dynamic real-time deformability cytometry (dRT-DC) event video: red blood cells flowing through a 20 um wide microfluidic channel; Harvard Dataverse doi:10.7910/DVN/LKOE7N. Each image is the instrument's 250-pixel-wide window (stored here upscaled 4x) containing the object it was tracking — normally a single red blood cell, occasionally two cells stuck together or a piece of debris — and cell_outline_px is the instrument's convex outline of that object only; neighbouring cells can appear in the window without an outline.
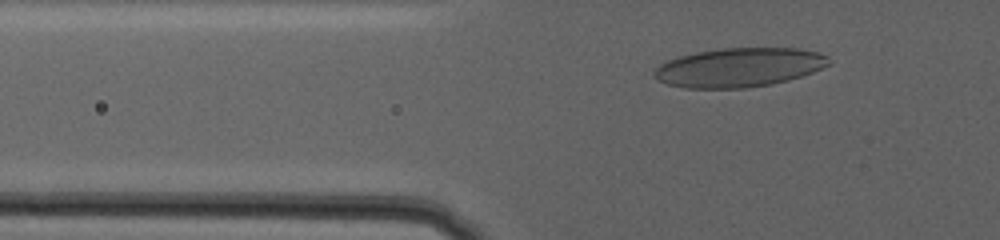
{"species": "human", "species_latin": "Homo sapiens", "temperature_condition": "warm", "stored_images_in_passage": 54, "camera_frame_rate_fps": 3000, "um_per_image_px": 0.085, "donor": {"sex": "female"}, "frame": {"image": 1, "passage_image": 16, "time_ms": 5.0, "image_size_px": [1000, 240], "cell_outline_px": [[832, 64], [812, 72], [788, 80], [772, 84], [748, 88], [684, 88], [668, 84], [652, 76], [652, 72], [660, 64], [676, 56], [696, 52], [720, 48], [800, 48], [816, 52], [828, 56]], "centroid_in_image_um": [62.81, 5.73], "position_along_channel_um": 63.0, "area_um2": 40.0}}
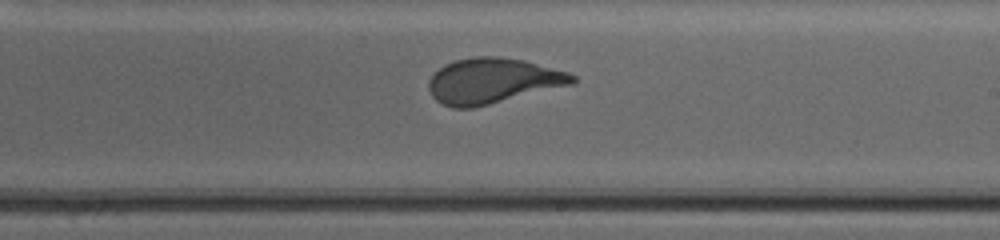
{"frame": {"image": 2, "passage_image": 37, "time_ms": 12.0, "image_size_px": [1000, 240], "cell_outline_px": [[576, 84], [472, 108], [452, 108], [440, 104], [432, 96], [428, 88], [428, 80], [444, 64], [456, 60], [472, 56], [500, 56], [524, 60], [568, 72], [576, 76]], "centroid_in_image_um": [41.89, 6.87], "position_along_channel_um": 247.1, "area_um2": 38.32}}
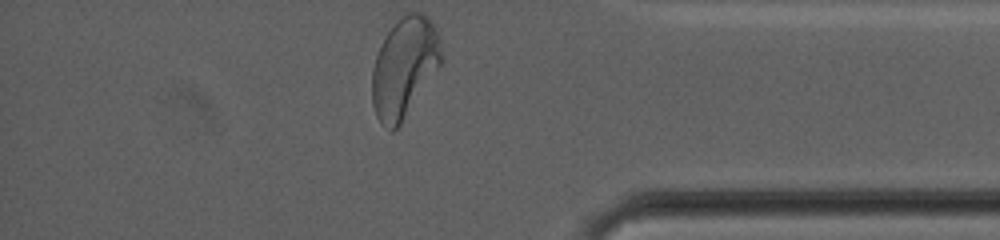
{"frame": {"image": 3, "passage_image": 54, "time_ms": 17.667, "image_size_px": [1000, 240], "cell_outline_px": [[444, 60], [400, 124], [392, 132], [380, 124], [376, 116], [372, 104], [372, 68], [380, 44], [384, 36], [396, 20], [400, 16], [408, 12], [424, 12], [432, 20], [436, 28], [440, 40], [444, 56]], "centroid_in_image_um": [34.38, 5.68], "position_along_channel_um": 400.8, "area_um2": 40.86}, "authors_computed_cell_mechanics": {"area_um2": 38.3214, "velocity_mm_per_s": 2.9269, "shape_relaxation_time_tau1_ms": 8.2248, "shape_relaxation_time_tau2_ms": null, "deformation_change_tau1": 0.2239, "deformation_change_tau2": null}}